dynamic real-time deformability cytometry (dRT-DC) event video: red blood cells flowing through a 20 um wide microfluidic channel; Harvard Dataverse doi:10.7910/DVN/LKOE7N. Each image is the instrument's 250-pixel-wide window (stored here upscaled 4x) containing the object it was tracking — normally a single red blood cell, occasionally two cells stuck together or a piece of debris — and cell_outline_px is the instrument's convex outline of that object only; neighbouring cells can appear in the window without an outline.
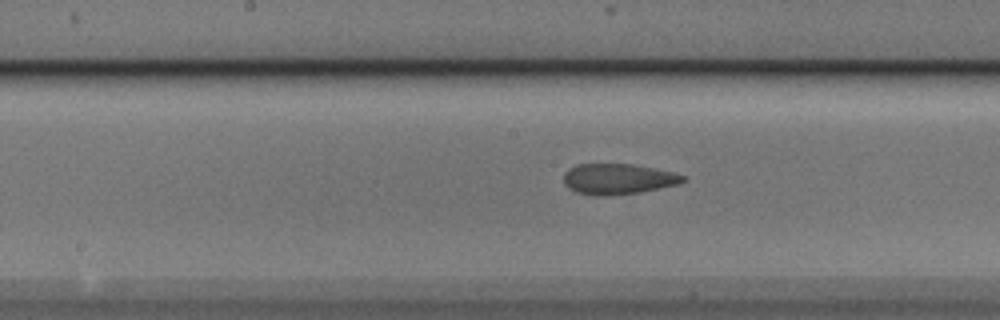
{"species": "Egyptian fruit bat (a non-hibernating species)", "species_latin": "Rousettus aegyptiacus", "temperature_condition": "cold", "stored_images_in_passage": 20, "camera_frame_rate_fps": 3000, "um_per_image_px": 0.085, "animal": {"sex": "male"}, "frame": {"image": 1, "passage_image": 17, "time_ms": 5.333, "image_size_px": [1000, 320], "cell_outline_px": [[684, 180], [680, 184], [640, 192], [608, 196], [592, 196], [576, 192], [568, 188], [564, 184], [564, 172], [568, 168], [576, 164], [632, 164], [672, 172], [684, 176]], "centroid_in_image_um": [52.47, 15.22], "position_along_channel_um": 195.7, "area_um2": 21.39}}